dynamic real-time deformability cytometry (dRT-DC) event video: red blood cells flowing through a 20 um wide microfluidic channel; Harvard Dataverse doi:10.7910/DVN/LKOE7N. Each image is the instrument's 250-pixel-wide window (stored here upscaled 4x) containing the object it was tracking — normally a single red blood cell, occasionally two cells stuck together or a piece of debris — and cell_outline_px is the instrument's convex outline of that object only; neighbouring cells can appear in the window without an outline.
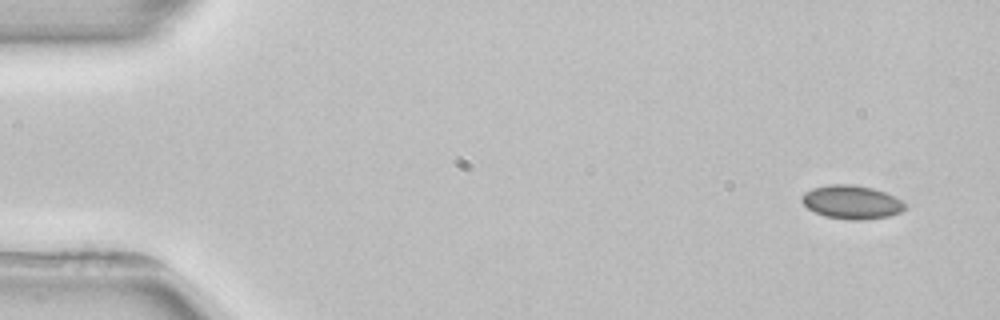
{"species": "common noctule bat (a hibernating species)", "species_latin": "Nyctalus noctula", "temperature_condition": "room temperature", "stored_images_in_passage": 4, "segment_of_instrument_passage": [1, 2], "camera_frame_rate_fps": 3000, "um_per_image_px": 0.085, "animal": {"sex": "female", "body_mass_g": 22.7, "forearm_length_mm": 54.2}, "frame": {"image": 1, "passage_image": 1, "time_ms": 0.0, "image_size_px": [1000, 320], "cell_outline_px": [[904, 208], [900, 212], [888, 216], [856, 220], [828, 216], [816, 212], [808, 208], [800, 200], [800, 196], [804, 192], [812, 188], [828, 184], [852, 184], [872, 188], [884, 192], [900, 200], [904, 204]], "centroid_in_image_um": [72.33, 17.15], "position_along_channel_um": 12.7, "area_um2": 19.77}}